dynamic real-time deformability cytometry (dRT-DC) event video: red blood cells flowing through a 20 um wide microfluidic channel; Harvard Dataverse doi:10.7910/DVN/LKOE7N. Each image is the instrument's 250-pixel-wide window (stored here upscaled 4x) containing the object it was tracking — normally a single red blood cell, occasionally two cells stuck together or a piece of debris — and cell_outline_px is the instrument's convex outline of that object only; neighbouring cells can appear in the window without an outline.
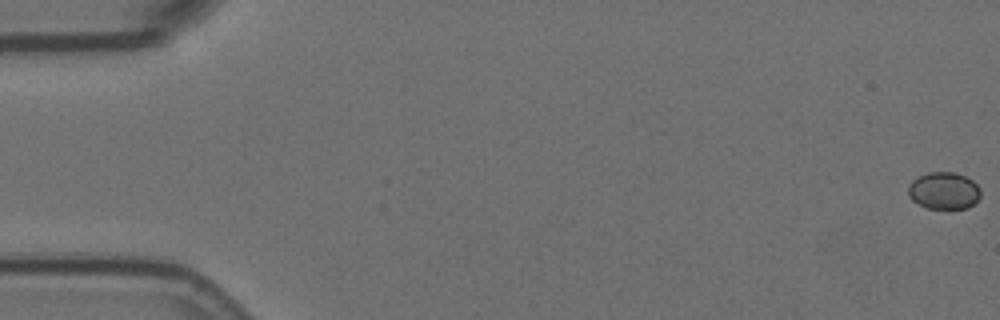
{"species": "Egyptian fruit bat (a non-hibernating species)", "species_latin": "Rousettus aegyptiacus", "temperature_condition": "room temperature", "stored_images_in_passage": 5, "camera_frame_rate_fps": 3000, "um_per_image_px": 0.085, "animal": {"sex": "female"}, "frame": {"image": 1, "passage_image": 1, "time_ms": 0.0, "image_size_px": [1000, 320], "cell_outline_px": [[980, 196], [968, 208], [948, 212], [924, 208], [912, 200], [908, 196], [908, 184], [912, 180], [928, 172], [952, 172], [964, 176], [972, 180], [980, 188]], "centroid_in_image_um": [80.2, 16.27], "position_along_channel_um": 4.8, "area_um2": 16.24}}
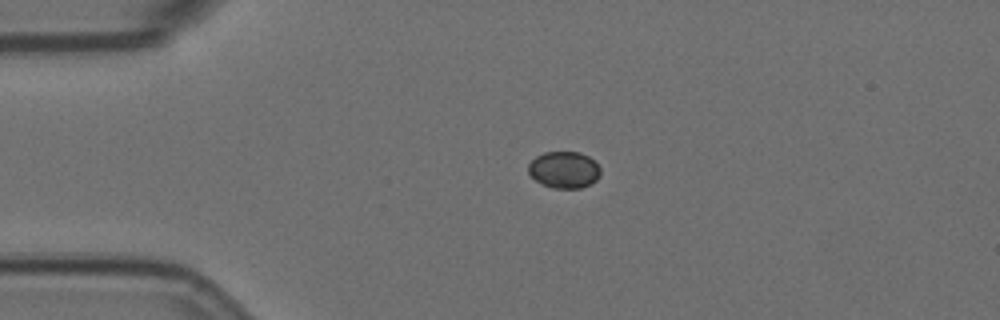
{"frame": {"image": 2, "passage_image": 4, "time_ms": 1.0, "image_size_px": [1000, 320], "cell_outline_px": [[600, 176], [596, 180], [580, 188], [552, 188], [536, 180], [528, 172], [528, 164], [536, 156], [544, 152], [580, 152], [588, 156], [600, 168]], "centroid_in_image_um": [47.94, 14.42], "position_along_channel_um": 37.1, "area_um2": 15.26}}